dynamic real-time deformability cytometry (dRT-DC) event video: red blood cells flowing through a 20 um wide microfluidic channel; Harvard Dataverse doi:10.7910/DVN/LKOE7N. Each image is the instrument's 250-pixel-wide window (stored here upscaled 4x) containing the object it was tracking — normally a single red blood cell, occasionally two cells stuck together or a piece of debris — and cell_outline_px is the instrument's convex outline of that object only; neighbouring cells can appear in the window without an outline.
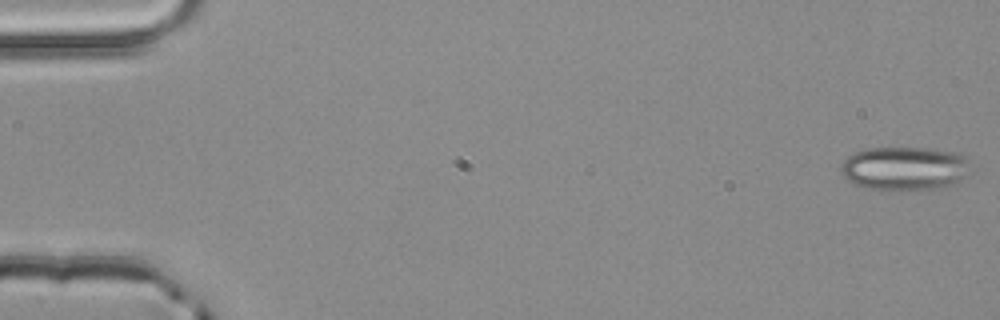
{"species": "common noctule bat (a hibernating species)", "species_latin": "Nyctalus noctula", "temperature_condition": "room temperature", "stored_images_in_passage": 4, "camera_frame_rate_fps": 3000, "um_per_image_px": 0.085, "animal": {"sex": "male", "body_mass_g": 20.4}, "frame": {"image": 1, "passage_image": 1, "time_ms": 0.0, "image_size_px": [1000, 320], "cell_outline_px": [[968, 160], [964, 176], [960, 184], [940, 188], [900, 192], [872, 188], [856, 184], [848, 180], [840, 172], [840, 164], [848, 156], [856, 152], [868, 148], [928, 148], [960, 152]], "centroid_in_image_um": [76.9, 14.33], "position_along_channel_um": 8.1, "area_um2": 33.47}}